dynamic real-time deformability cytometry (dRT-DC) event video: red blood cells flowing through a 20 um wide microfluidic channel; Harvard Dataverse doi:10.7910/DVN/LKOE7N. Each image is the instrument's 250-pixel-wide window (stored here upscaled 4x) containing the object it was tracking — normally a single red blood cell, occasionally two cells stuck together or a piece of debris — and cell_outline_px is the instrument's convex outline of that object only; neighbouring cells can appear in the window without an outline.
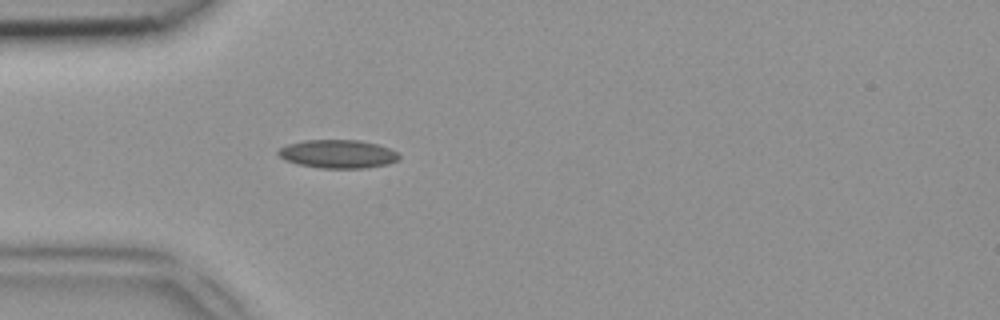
{"species": "common noctule bat (a hibernating species)", "species_latin": "Nyctalus noctula", "temperature_condition": "room temperature", "stored_images_in_passage": 25, "camera_frame_rate_fps": 3000, "um_per_image_px": 0.085, "animal": {"sex": "female", "body_mass_g": 18.4}, "frame": {"image": 1, "passage_image": 1, "time_ms": 0.0, "image_size_px": [1000, 320], "cell_outline_px": [[400, 160], [388, 164], [364, 168], [320, 168], [300, 164], [284, 160], [276, 152], [280, 148], [288, 144], [304, 140], [360, 140], [376, 144], [388, 148], [396, 152], [400, 156]], "centroid_in_image_um": [28.72, 13.09], "position_along_channel_um": 56.3, "area_um2": 19.94}}